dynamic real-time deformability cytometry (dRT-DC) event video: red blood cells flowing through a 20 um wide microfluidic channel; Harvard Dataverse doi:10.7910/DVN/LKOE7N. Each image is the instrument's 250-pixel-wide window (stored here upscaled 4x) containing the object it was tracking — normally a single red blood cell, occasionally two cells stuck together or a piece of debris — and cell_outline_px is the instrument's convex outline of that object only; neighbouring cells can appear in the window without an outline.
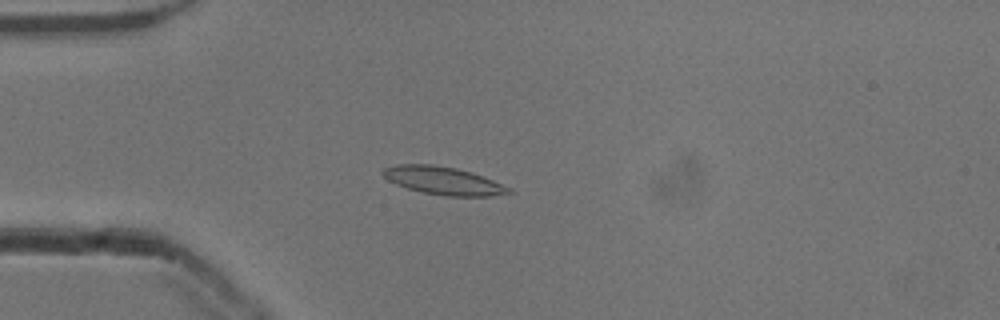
{"species": "common noctule bat (a hibernating species)", "species_latin": "Nyctalus noctula", "temperature_condition": "cold", "stored_images_in_passage": 54, "camera_frame_rate_fps": 3000, "um_per_image_px": 0.085, "animal": {"sex": "male", "body_mass_g": 13.3}, "frame": {"image": 1, "passage_image": 15, "time_ms": 4.667, "image_size_px": [1000, 320], "cell_outline_px": [[516, 192], [492, 196], [444, 196], [424, 192], [408, 188], [396, 184], [388, 180], [380, 172], [384, 168], [396, 164], [432, 164], [456, 168], [472, 172], [512, 188]], "centroid_in_image_um": [37.7, 15.35], "position_along_channel_um": 47.3, "area_um2": 20.52}}
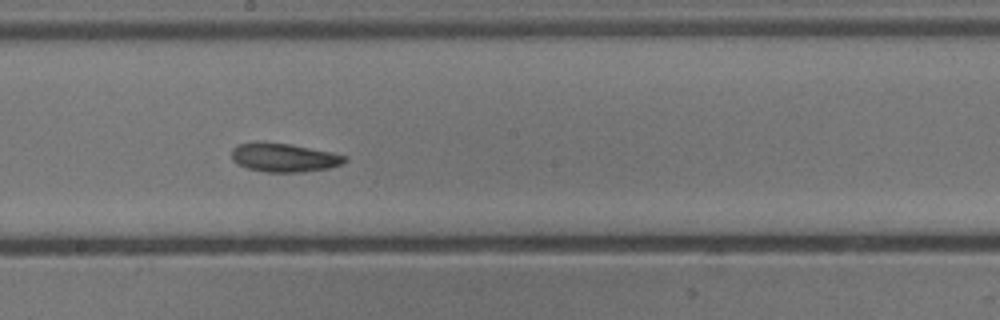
{"frame": {"image": 2, "passage_image": 30, "time_ms": 9.667, "image_size_px": [1000, 320], "cell_outline_px": [[348, 160], [340, 164], [328, 168], [300, 172], [268, 172], [248, 168], [232, 160], [232, 148], [236, 144], [256, 140], [288, 144], [332, 152], [348, 156]], "centroid_in_image_um": [24.11, 13.36], "position_along_channel_um": 224.1, "area_um2": 19.02}}
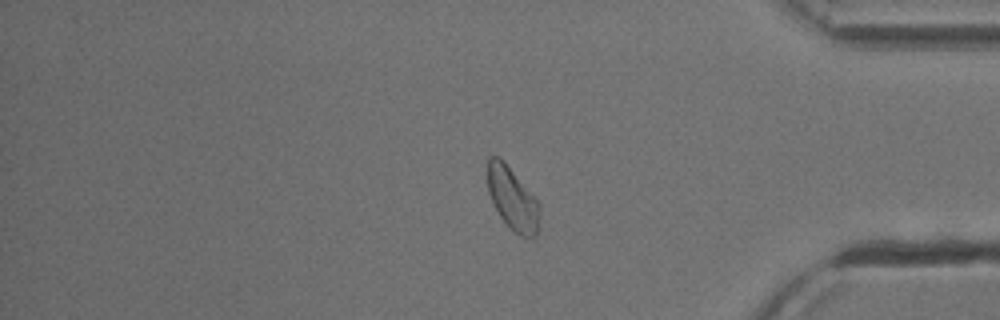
{"frame": {"image": 3, "passage_image": 45, "time_ms": 14.667, "image_size_px": [1000, 320], "cell_outline_px": [[540, 216], [536, 236], [520, 236], [508, 228], [492, 204], [488, 192], [488, 156], [496, 156], [512, 172], [540, 204]], "centroid_in_image_um": [43.55, 16.96], "position_along_channel_um": 391.6, "area_um2": 18.61}, "authors_computed_cell_mechanics": {"area_um2": 19.5942, "velocity_mm_per_s": 3.8521, "shape_relaxation_time_tau1_ms": 3.5328, "shape_relaxation_time_tau2_ms": 4.1147, "deformation_change_tau1": 0.1129, "deformation_change_tau2": 0.0734}}